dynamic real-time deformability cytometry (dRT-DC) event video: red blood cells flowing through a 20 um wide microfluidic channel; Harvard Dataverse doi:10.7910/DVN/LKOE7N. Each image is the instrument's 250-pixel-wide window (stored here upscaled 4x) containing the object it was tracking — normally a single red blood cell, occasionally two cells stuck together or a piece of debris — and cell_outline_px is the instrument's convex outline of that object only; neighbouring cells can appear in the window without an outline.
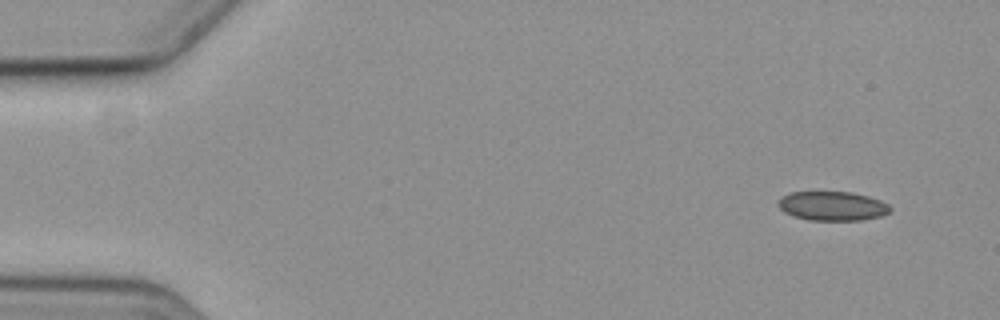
{"species": "common noctule bat (a hibernating species)", "species_latin": "Nyctalus noctula", "temperature_condition": "cold", "stored_images_in_passage": 7, "camera_frame_rate_fps": 3000, "um_per_image_px": 0.085, "animal": {"sex": "female", "body_mass_g": 19.3, "forearm_length_mm": 54.1}, "frame": {"image": 1, "passage_image": 1, "time_ms": 0.0, "image_size_px": [1000, 320], "cell_outline_px": [[892, 208], [888, 212], [880, 216], [860, 220], [808, 220], [792, 216], [784, 212], [776, 204], [780, 196], [792, 192], [852, 192], [868, 196], [880, 200], [888, 204]], "centroid_in_image_um": [70.71, 17.51], "position_along_channel_um": 14.3, "area_um2": 19.13}}
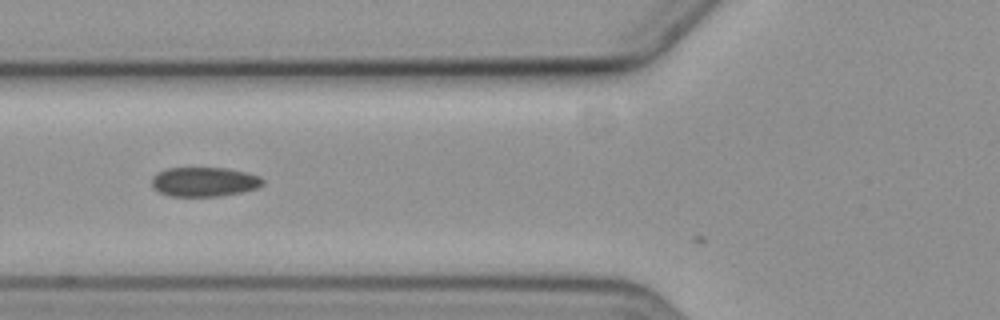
{"frame": {"image": 2, "passage_image": 6, "time_ms": 6.0, "image_size_px": [1000, 320], "cell_outline_px": [[264, 184], [256, 188], [240, 192], [220, 196], [168, 196], [152, 188], [152, 176], [168, 168], [228, 168], [260, 176], [264, 180]], "centroid_in_image_um": [17.35, 15.46], "position_along_channel_um": 108.4, "area_um2": 18.96}}
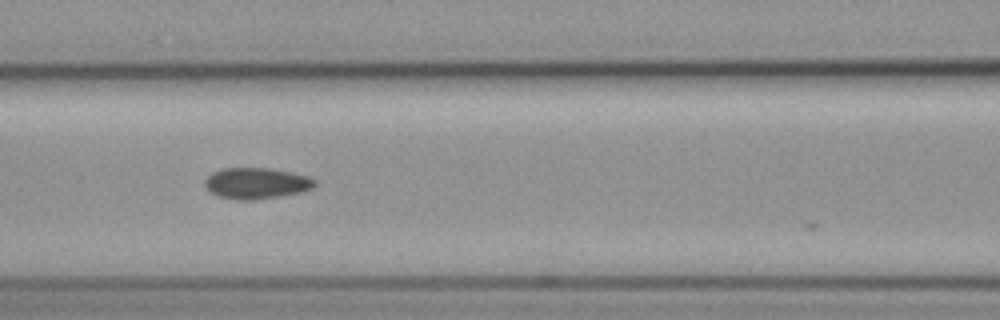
{"frame": {"image": 3, "passage_image": 7, "time_ms": 7.0, "image_size_px": [1000, 320], "cell_outline_px": [[316, 184], [312, 188], [300, 192], [280, 196], [252, 200], [236, 200], [216, 196], [204, 184], [204, 180], [212, 172], [224, 168], [268, 168], [292, 172], [308, 176], [316, 180]], "centroid_in_image_um": [21.79, 15.58], "position_along_channel_um": 144.8, "area_um2": 19.94}}